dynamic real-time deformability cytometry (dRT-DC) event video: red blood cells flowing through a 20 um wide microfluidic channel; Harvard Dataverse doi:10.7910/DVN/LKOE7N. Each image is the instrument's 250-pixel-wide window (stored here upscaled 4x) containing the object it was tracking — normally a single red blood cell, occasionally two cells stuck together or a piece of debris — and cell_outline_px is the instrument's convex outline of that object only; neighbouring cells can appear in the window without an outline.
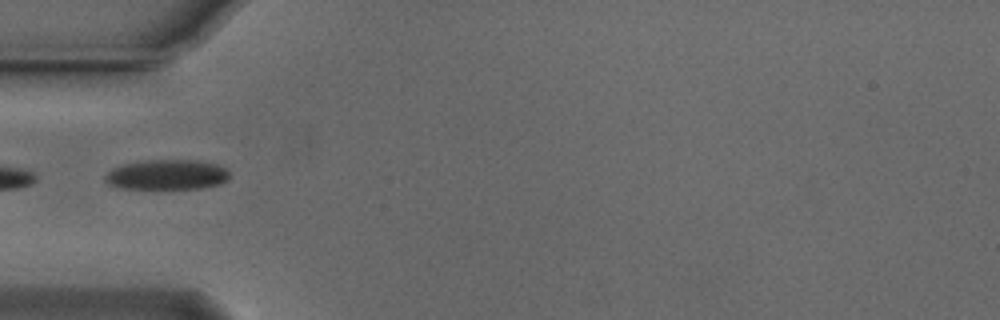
{"species": "Egyptian fruit bat (a non-hibernating species)", "species_latin": "Rousettus aegyptiacus", "temperature_condition": "cold", "stored_images_in_passage": 3, "camera_frame_rate_fps": 3000, "um_per_image_px": 0.085, "animal": {"sex": "male"}, "frame": {"image": 1, "passage_image": 1, "time_ms": 0.0, "image_size_px": [1000, 320], "cell_outline_px": [[228, 180], [220, 184], [200, 188], [120, 188], [108, 184], [104, 180], [104, 176], [112, 168], [120, 164], [136, 160], [196, 160], [216, 164], [224, 168], [228, 172]], "centroid_in_image_um": [14.13, 14.83], "position_along_channel_um": 70.9, "area_um2": 21.91}}